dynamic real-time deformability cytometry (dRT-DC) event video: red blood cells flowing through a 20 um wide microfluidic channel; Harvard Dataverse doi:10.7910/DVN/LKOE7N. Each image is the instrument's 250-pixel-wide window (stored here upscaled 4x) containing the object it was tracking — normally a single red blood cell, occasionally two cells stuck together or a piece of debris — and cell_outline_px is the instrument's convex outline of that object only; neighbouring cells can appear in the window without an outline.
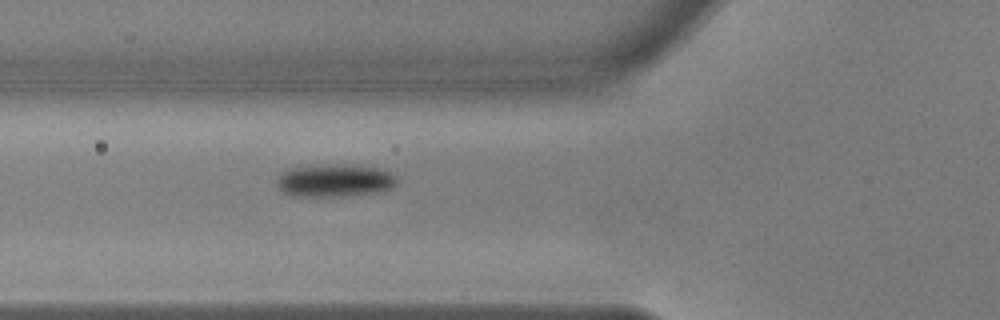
{"species": "common noctule bat (a hibernating species)", "species_latin": "Nyctalus noctula", "temperature_condition": "warm", "stored_images_in_passage": 36, "camera_frame_rate_fps": 3000, "um_per_image_px": 0.085, "animal": {"sex": "male", "body_mass_g": 17.9, "forearm_length_mm": 54.2}, "frame": {"image": 1, "passage_image": 4, "time_ms": 1.0, "image_size_px": [1000, 320], "cell_outline_px": [[396, 184], [392, 188], [380, 192], [332, 196], [292, 196], [284, 192], [276, 184], [276, 176], [292, 168], [320, 164], [352, 164], [376, 168], [388, 172], [396, 176]], "centroid_in_image_um": [28.43, 15.33], "position_along_channel_um": 97.4, "area_um2": 22.89}}
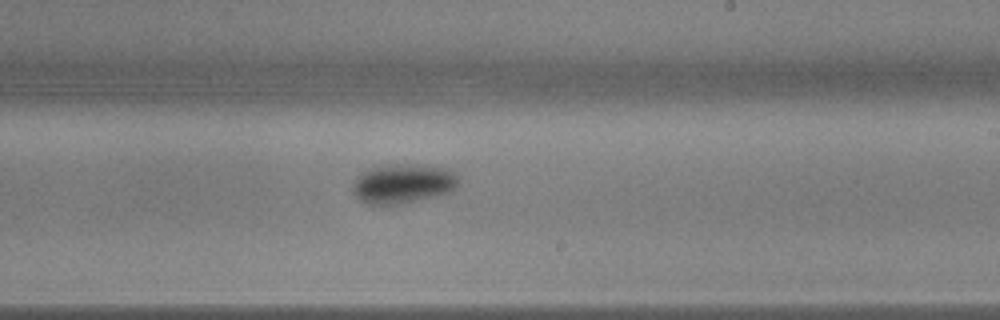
{"frame": {"image": 2, "passage_image": 17, "time_ms": 5.333, "image_size_px": [1000, 320], "cell_outline_px": [[456, 188], [452, 192], [400, 204], [368, 204], [360, 200], [352, 192], [352, 184], [360, 172], [372, 168], [408, 164], [444, 168], [452, 172], [456, 176]], "centroid_in_image_um": [34.21, 15.63], "position_along_channel_um": 254.8, "area_um2": 23.81}}
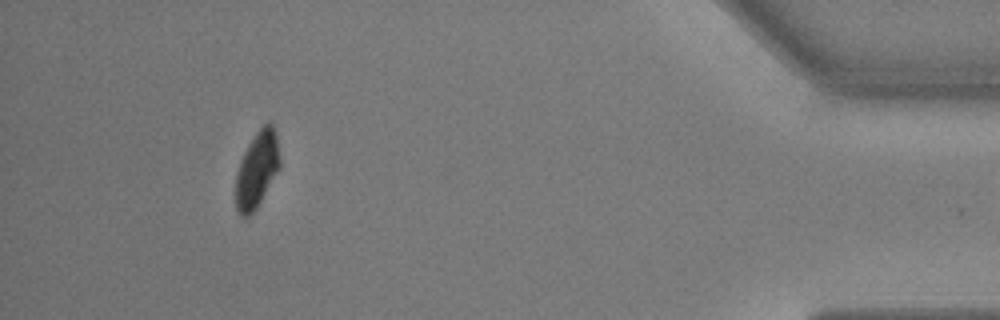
{"frame": {"image": 3, "passage_image": 35, "time_ms": 11.333, "image_size_px": [1000, 320], "cell_outline_px": [[280, 168], [256, 208], [248, 216], [240, 216], [236, 208], [236, 172], [240, 160], [248, 144], [256, 132], [264, 124], [272, 124], [276, 128], [280, 156]], "centroid_in_image_um": [21.85, 14.38], "position_along_channel_um": 413.3, "area_um2": 19.59}}